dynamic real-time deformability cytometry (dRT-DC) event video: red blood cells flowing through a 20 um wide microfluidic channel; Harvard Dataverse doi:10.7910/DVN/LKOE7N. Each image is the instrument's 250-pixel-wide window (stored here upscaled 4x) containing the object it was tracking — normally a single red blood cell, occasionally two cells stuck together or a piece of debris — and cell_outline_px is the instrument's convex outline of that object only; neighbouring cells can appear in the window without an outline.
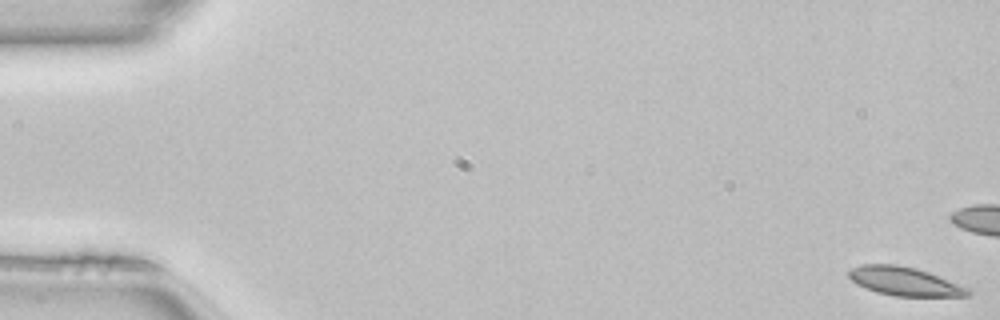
{"species": "common noctule bat (a hibernating species)", "species_latin": "Nyctalus noctula", "temperature_condition": "room temperature", "stored_images_in_passage": 16, "camera_frame_rate_fps": 3000, "um_per_image_px": 0.085, "animal": {"sex": "female", "body_mass_g": 22.7, "forearm_length_mm": 54.2}, "frame": {"image": 1, "passage_image": 1, "time_ms": 0.0, "image_size_px": [1000, 320], "cell_outline_px": [[972, 296], [896, 296], [876, 292], [856, 284], [848, 276], [848, 272], [852, 268], [864, 264], [896, 264], [916, 268], [928, 272], [972, 288]], "centroid_in_image_um": [76.95, 23.92], "position_along_channel_um": 8.0, "area_um2": 20.06}}